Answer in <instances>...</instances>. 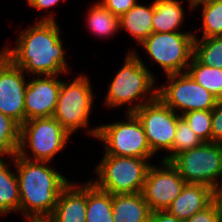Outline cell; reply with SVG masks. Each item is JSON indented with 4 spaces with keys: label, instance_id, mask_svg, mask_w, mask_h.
Masks as SVG:
<instances>
[{
    "label": "cell",
    "instance_id": "cell-1",
    "mask_svg": "<svg viewBox=\"0 0 222 222\" xmlns=\"http://www.w3.org/2000/svg\"><path fill=\"white\" fill-rule=\"evenodd\" d=\"M54 13L42 17L35 25L24 29L14 48L6 46L1 52L25 74L55 75L69 72Z\"/></svg>",
    "mask_w": 222,
    "mask_h": 222
},
{
    "label": "cell",
    "instance_id": "cell-2",
    "mask_svg": "<svg viewBox=\"0 0 222 222\" xmlns=\"http://www.w3.org/2000/svg\"><path fill=\"white\" fill-rule=\"evenodd\" d=\"M12 160L17 169L19 211L23 216L52 215L62 189L70 181L49 167V162L27 160L18 154Z\"/></svg>",
    "mask_w": 222,
    "mask_h": 222
},
{
    "label": "cell",
    "instance_id": "cell-3",
    "mask_svg": "<svg viewBox=\"0 0 222 222\" xmlns=\"http://www.w3.org/2000/svg\"><path fill=\"white\" fill-rule=\"evenodd\" d=\"M154 77L137 52L130 51L123 66L109 86L105 104L112 108L129 104L126 110L127 113H134L145 103L151 102L158 97V87H155L156 81ZM147 95L149 97L145 98ZM139 98L145 102L133 104L135 103L133 101L139 100Z\"/></svg>",
    "mask_w": 222,
    "mask_h": 222
},
{
    "label": "cell",
    "instance_id": "cell-4",
    "mask_svg": "<svg viewBox=\"0 0 222 222\" xmlns=\"http://www.w3.org/2000/svg\"><path fill=\"white\" fill-rule=\"evenodd\" d=\"M150 158L115 156L104 153L95 167L97 180L92 181L99 189L116 194L143 192Z\"/></svg>",
    "mask_w": 222,
    "mask_h": 222
},
{
    "label": "cell",
    "instance_id": "cell-5",
    "mask_svg": "<svg viewBox=\"0 0 222 222\" xmlns=\"http://www.w3.org/2000/svg\"><path fill=\"white\" fill-rule=\"evenodd\" d=\"M70 136L54 117L27 120L20 126L17 154L31 161L50 162L70 141ZM27 149L33 158L29 157Z\"/></svg>",
    "mask_w": 222,
    "mask_h": 222
},
{
    "label": "cell",
    "instance_id": "cell-6",
    "mask_svg": "<svg viewBox=\"0 0 222 222\" xmlns=\"http://www.w3.org/2000/svg\"><path fill=\"white\" fill-rule=\"evenodd\" d=\"M128 120L104 124L90 129L89 135L99 139L105 146V153L115 156L152 158L141 122L134 113H126Z\"/></svg>",
    "mask_w": 222,
    "mask_h": 222
},
{
    "label": "cell",
    "instance_id": "cell-7",
    "mask_svg": "<svg viewBox=\"0 0 222 222\" xmlns=\"http://www.w3.org/2000/svg\"><path fill=\"white\" fill-rule=\"evenodd\" d=\"M194 41L192 32H153L140 45L170 75L187 72L194 56Z\"/></svg>",
    "mask_w": 222,
    "mask_h": 222
},
{
    "label": "cell",
    "instance_id": "cell-8",
    "mask_svg": "<svg viewBox=\"0 0 222 222\" xmlns=\"http://www.w3.org/2000/svg\"><path fill=\"white\" fill-rule=\"evenodd\" d=\"M170 163L186 183L204 184L214 190L222 179V144L203 142L176 155Z\"/></svg>",
    "mask_w": 222,
    "mask_h": 222
},
{
    "label": "cell",
    "instance_id": "cell-9",
    "mask_svg": "<svg viewBox=\"0 0 222 222\" xmlns=\"http://www.w3.org/2000/svg\"><path fill=\"white\" fill-rule=\"evenodd\" d=\"M89 79L86 75H79L69 83L61 81L53 117L71 135L89 125L94 99Z\"/></svg>",
    "mask_w": 222,
    "mask_h": 222
},
{
    "label": "cell",
    "instance_id": "cell-10",
    "mask_svg": "<svg viewBox=\"0 0 222 222\" xmlns=\"http://www.w3.org/2000/svg\"><path fill=\"white\" fill-rule=\"evenodd\" d=\"M168 84L158 87V97L174 112L213 110L218 99L198 84L187 72L166 75Z\"/></svg>",
    "mask_w": 222,
    "mask_h": 222
},
{
    "label": "cell",
    "instance_id": "cell-11",
    "mask_svg": "<svg viewBox=\"0 0 222 222\" xmlns=\"http://www.w3.org/2000/svg\"><path fill=\"white\" fill-rule=\"evenodd\" d=\"M134 114L143 126L151 151L155 154L165 149L170 153L175 138L177 120L181 115L176 114L159 97L145 103Z\"/></svg>",
    "mask_w": 222,
    "mask_h": 222
},
{
    "label": "cell",
    "instance_id": "cell-12",
    "mask_svg": "<svg viewBox=\"0 0 222 222\" xmlns=\"http://www.w3.org/2000/svg\"><path fill=\"white\" fill-rule=\"evenodd\" d=\"M161 162L148 168L142 192L151 212L167 210L186 184L170 162Z\"/></svg>",
    "mask_w": 222,
    "mask_h": 222
},
{
    "label": "cell",
    "instance_id": "cell-13",
    "mask_svg": "<svg viewBox=\"0 0 222 222\" xmlns=\"http://www.w3.org/2000/svg\"><path fill=\"white\" fill-rule=\"evenodd\" d=\"M24 73L0 51V111L20 126L25 122L24 98L28 84Z\"/></svg>",
    "mask_w": 222,
    "mask_h": 222
},
{
    "label": "cell",
    "instance_id": "cell-14",
    "mask_svg": "<svg viewBox=\"0 0 222 222\" xmlns=\"http://www.w3.org/2000/svg\"><path fill=\"white\" fill-rule=\"evenodd\" d=\"M57 77L55 75L33 76L31 81H28L24 98L25 121L53 117L61 86V80Z\"/></svg>",
    "mask_w": 222,
    "mask_h": 222
},
{
    "label": "cell",
    "instance_id": "cell-15",
    "mask_svg": "<svg viewBox=\"0 0 222 222\" xmlns=\"http://www.w3.org/2000/svg\"><path fill=\"white\" fill-rule=\"evenodd\" d=\"M69 182L61 191L52 216L55 222H86L87 183Z\"/></svg>",
    "mask_w": 222,
    "mask_h": 222
},
{
    "label": "cell",
    "instance_id": "cell-16",
    "mask_svg": "<svg viewBox=\"0 0 222 222\" xmlns=\"http://www.w3.org/2000/svg\"><path fill=\"white\" fill-rule=\"evenodd\" d=\"M214 201V190L204 184L186 183L167 212L184 221Z\"/></svg>",
    "mask_w": 222,
    "mask_h": 222
},
{
    "label": "cell",
    "instance_id": "cell-17",
    "mask_svg": "<svg viewBox=\"0 0 222 222\" xmlns=\"http://www.w3.org/2000/svg\"><path fill=\"white\" fill-rule=\"evenodd\" d=\"M114 222H149L151 210L143 193L112 195Z\"/></svg>",
    "mask_w": 222,
    "mask_h": 222
},
{
    "label": "cell",
    "instance_id": "cell-18",
    "mask_svg": "<svg viewBox=\"0 0 222 222\" xmlns=\"http://www.w3.org/2000/svg\"><path fill=\"white\" fill-rule=\"evenodd\" d=\"M154 11L155 1L150 6L137 3L127 13L119 17V29H125L136 42L141 44L153 33Z\"/></svg>",
    "mask_w": 222,
    "mask_h": 222
},
{
    "label": "cell",
    "instance_id": "cell-19",
    "mask_svg": "<svg viewBox=\"0 0 222 222\" xmlns=\"http://www.w3.org/2000/svg\"><path fill=\"white\" fill-rule=\"evenodd\" d=\"M182 0H155V11L152 19L153 32H179L184 18Z\"/></svg>",
    "mask_w": 222,
    "mask_h": 222
},
{
    "label": "cell",
    "instance_id": "cell-20",
    "mask_svg": "<svg viewBox=\"0 0 222 222\" xmlns=\"http://www.w3.org/2000/svg\"><path fill=\"white\" fill-rule=\"evenodd\" d=\"M86 222H114L112 195L99 189L92 179L87 182Z\"/></svg>",
    "mask_w": 222,
    "mask_h": 222
},
{
    "label": "cell",
    "instance_id": "cell-21",
    "mask_svg": "<svg viewBox=\"0 0 222 222\" xmlns=\"http://www.w3.org/2000/svg\"><path fill=\"white\" fill-rule=\"evenodd\" d=\"M4 157L0 158V215L18 211L20 192L16 174L7 167Z\"/></svg>",
    "mask_w": 222,
    "mask_h": 222
},
{
    "label": "cell",
    "instance_id": "cell-22",
    "mask_svg": "<svg viewBox=\"0 0 222 222\" xmlns=\"http://www.w3.org/2000/svg\"><path fill=\"white\" fill-rule=\"evenodd\" d=\"M187 73L218 100H222V69L206 66L193 56Z\"/></svg>",
    "mask_w": 222,
    "mask_h": 222
},
{
    "label": "cell",
    "instance_id": "cell-23",
    "mask_svg": "<svg viewBox=\"0 0 222 222\" xmlns=\"http://www.w3.org/2000/svg\"><path fill=\"white\" fill-rule=\"evenodd\" d=\"M86 17L88 28L94 35L106 38L119 31V17L112 14L100 2L94 3Z\"/></svg>",
    "mask_w": 222,
    "mask_h": 222
},
{
    "label": "cell",
    "instance_id": "cell-24",
    "mask_svg": "<svg viewBox=\"0 0 222 222\" xmlns=\"http://www.w3.org/2000/svg\"><path fill=\"white\" fill-rule=\"evenodd\" d=\"M194 56L204 65L222 69V36L200 38L194 32Z\"/></svg>",
    "mask_w": 222,
    "mask_h": 222
},
{
    "label": "cell",
    "instance_id": "cell-25",
    "mask_svg": "<svg viewBox=\"0 0 222 222\" xmlns=\"http://www.w3.org/2000/svg\"><path fill=\"white\" fill-rule=\"evenodd\" d=\"M20 142V125L11 117L0 111V158L18 153Z\"/></svg>",
    "mask_w": 222,
    "mask_h": 222
},
{
    "label": "cell",
    "instance_id": "cell-26",
    "mask_svg": "<svg viewBox=\"0 0 222 222\" xmlns=\"http://www.w3.org/2000/svg\"><path fill=\"white\" fill-rule=\"evenodd\" d=\"M203 143L202 139L194 133L189 127L186 120L181 116L177 120V128L175 132V138L173 141V147L171 153L165 155L163 161L170 162L176 155L181 152L190 150Z\"/></svg>",
    "mask_w": 222,
    "mask_h": 222
},
{
    "label": "cell",
    "instance_id": "cell-27",
    "mask_svg": "<svg viewBox=\"0 0 222 222\" xmlns=\"http://www.w3.org/2000/svg\"><path fill=\"white\" fill-rule=\"evenodd\" d=\"M202 17L203 18V36L202 38L208 37H219L222 36V1L212 2L201 5Z\"/></svg>",
    "mask_w": 222,
    "mask_h": 222
},
{
    "label": "cell",
    "instance_id": "cell-28",
    "mask_svg": "<svg viewBox=\"0 0 222 222\" xmlns=\"http://www.w3.org/2000/svg\"><path fill=\"white\" fill-rule=\"evenodd\" d=\"M203 142H212V110H196L181 115Z\"/></svg>",
    "mask_w": 222,
    "mask_h": 222
},
{
    "label": "cell",
    "instance_id": "cell-29",
    "mask_svg": "<svg viewBox=\"0 0 222 222\" xmlns=\"http://www.w3.org/2000/svg\"><path fill=\"white\" fill-rule=\"evenodd\" d=\"M183 222H222V212L215 201Z\"/></svg>",
    "mask_w": 222,
    "mask_h": 222
},
{
    "label": "cell",
    "instance_id": "cell-30",
    "mask_svg": "<svg viewBox=\"0 0 222 222\" xmlns=\"http://www.w3.org/2000/svg\"><path fill=\"white\" fill-rule=\"evenodd\" d=\"M137 1L138 0H101L100 3L112 14L120 17L135 6L138 3Z\"/></svg>",
    "mask_w": 222,
    "mask_h": 222
},
{
    "label": "cell",
    "instance_id": "cell-31",
    "mask_svg": "<svg viewBox=\"0 0 222 222\" xmlns=\"http://www.w3.org/2000/svg\"><path fill=\"white\" fill-rule=\"evenodd\" d=\"M212 142L222 144V100H218L212 110Z\"/></svg>",
    "mask_w": 222,
    "mask_h": 222
},
{
    "label": "cell",
    "instance_id": "cell-32",
    "mask_svg": "<svg viewBox=\"0 0 222 222\" xmlns=\"http://www.w3.org/2000/svg\"><path fill=\"white\" fill-rule=\"evenodd\" d=\"M149 222H183L165 211H153L150 214Z\"/></svg>",
    "mask_w": 222,
    "mask_h": 222
},
{
    "label": "cell",
    "instance_id": "cell-33",
    "mask_svg": "<svg viewBox=\"0 0 222 222\" xmlns=\"http://www.w3.org/2000/svg\"><path fill=\"white\" fill-rule=\"evenodd\" d=\"M30 7H34L37 10L49 9L52 6H55L61 0H26Z\"/></svg>",
    "mask_w": 222,
    "mask_h": 222
},
{
    "label": "cell",
    "instance_id": "cell-34",
    "mask_svg": "<svg viewBox=\"0 0 222 222\" xmlns=\"http://www.w3.org/2000/svg\"><path fill=\"white\" fill-rule=\"evenodd\" d=\"M24 217L28 222H55L52 215H30Z\"/></svg>",
    "mask_w": 222,
    "mask_h": 222
},
{
    "label": "cell",
    "instance_id": "cell-35",
    "mask_svg": "<svg viewBox=\"0 0 222 222\" xmlns=\"http://www.w3.org/2000/svg\"><path fill=\"white\" fill-rule=\"evenodd\" d=\"M214 201L222 212V179L221 181L219 180L217 186L214 189Z\"/></svg>",
    "mask_w": 222,
    "mask_h": 222
},
{
    "label": "cell",
    "instance_id": "cell-36",
    "mask_svg": "<svg viewBox=\"0 0 222 222\" xmlns=\"http://www.w3.org/2000/svg\"><path fill=\"white\" fill-rule=\"evenodd\" d=\"M217 1H222V0H189V5L192 9L197 8L198 6L204 5V4H208V3H212V2H217Z\"/></svg>",
    "mask_w": 222,
    "mask_h": 222
}]
</instances>
